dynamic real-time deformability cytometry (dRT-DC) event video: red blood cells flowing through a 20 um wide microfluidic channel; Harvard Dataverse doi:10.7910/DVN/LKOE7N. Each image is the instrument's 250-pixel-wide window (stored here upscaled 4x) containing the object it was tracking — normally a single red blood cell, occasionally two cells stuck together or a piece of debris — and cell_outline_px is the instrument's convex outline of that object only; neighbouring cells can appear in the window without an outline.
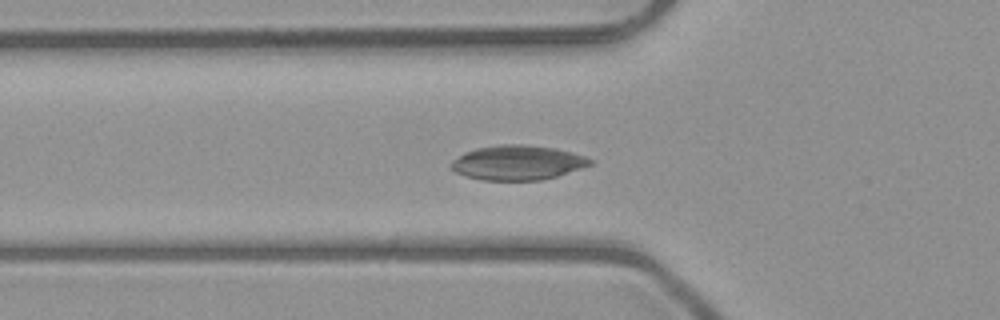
{"species": "common noctule bat (a hibernating species)", "species_latin": "Nyctalus noctula", "temperature_condition": "room temperature", "stored_images_in_passage": 42, "camera_frame_rate_fps": 3000, "um_per_image_px": 0.085, "animal": {"sex": "male", "body_mass_g": 23.1, "forearm_length_mm": 52.7}, "frame": {"image": 1, "passage_image": 8, "time_ms": 2.333, "image_size_px": [1000, 320], "cell_outline_px": [[592, 164], [556, 176], [540, 180], [480, 180], [456, 172], [448, 164], [452, 160], [464, 152], [476, 148], [500, 144], [524, 144], [556, 148], [572, 152], [584, 156], [592, 160]], "centroid_in_image_um": [43.96, 13.81], "position_along_channel_um": 81.8, "area_um2": 27.98}}
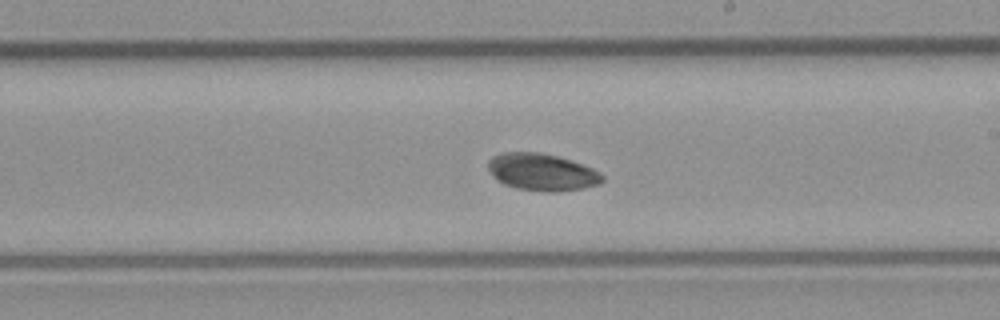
{"frame": {"image": 2, "passage_image": 20, "time_ms": 6.333, "image_size_px": [1000, 320], "cell_outline_px": [[604, 180], [600, 184], [584, 188], [556, 192], [544, 192], [516, 188], [504, 184], [496, 180], [488, 168], [488, 160], [492, 156], [500, 152], [540, 152], [572, 160], [592, 168], [600, 172], [604, 176]], "centroid_in_image_um": [46.07, 14.63], "position_along_channel_um": 242.9, "area_um2": 24.97}}
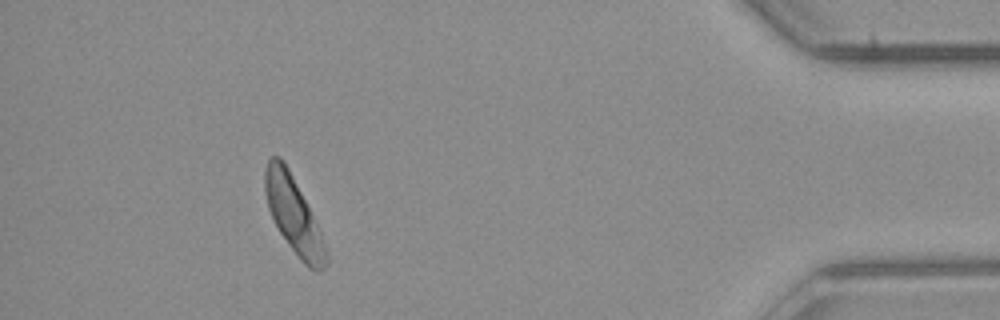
{"frame": {"image": 3, "passage_image": 37, "time_ms": 12.0, "image_size_px": [1000, 320], "cell_outline_px": [[328, 264], [320, 272], [316, 272], [308, 268], [300, 260], [288, 244], [272, 220], [268, 208], [264, 192], [264, 172], [268, 160], [272, 156], [280, 156], [284, 160], [320, 232], [328, 252]], "centroid_in_image_um": [24.94, 18.32], "position_along_channel_um": 410.3, "area_um2": 26.93}, "authors_computed_cell_mechanics": {"area_um2": 25.4609, "velocity_mm_per_s": 4.0045, "shape_relaxation_time_tau1_ms": 1.8323, "shape_relaxation_time_tau2_ms": null, "deformation_change_tau1": 0.0675, "deformation_change_tau2": null}}